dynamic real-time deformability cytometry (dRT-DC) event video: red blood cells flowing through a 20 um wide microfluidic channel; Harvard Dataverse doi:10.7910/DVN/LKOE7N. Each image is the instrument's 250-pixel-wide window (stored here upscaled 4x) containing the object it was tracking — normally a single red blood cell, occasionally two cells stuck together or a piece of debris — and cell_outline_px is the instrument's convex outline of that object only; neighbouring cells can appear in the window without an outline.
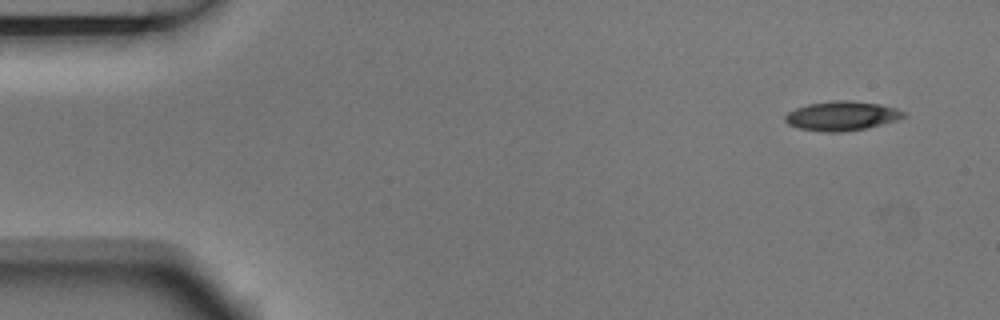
{"species": "Egyptian fruit bat (a non-hibernating species)", "species_latin": "Rousettus aegyptiacus", "temperature_condition": "room temperature", "stored_images_in_passage": 6, "camera_frame_rate_fps": 3000, "um_per_image_px": 0.085, "animal": {"sex": "male"}, "frame": {"image": 1, "passage_image": 1, "time_ms": 0.0, "image_size_px": [1000, 320], "cell_outline_px": [[908, 116], [896, 120], [864, 128], [840, 132], [820, 132], [800, 128], [788, 124], [784, 120], [784, 116], [788, 112], [796, 108], [808, 104], [832, 100], [852, 100], [880, 104], [896, 108], [904, 112]], "centroid_in_image_um": [71.53, 9.84], "position_along_channel_um": 13.5, "area_um2": 20.23}}
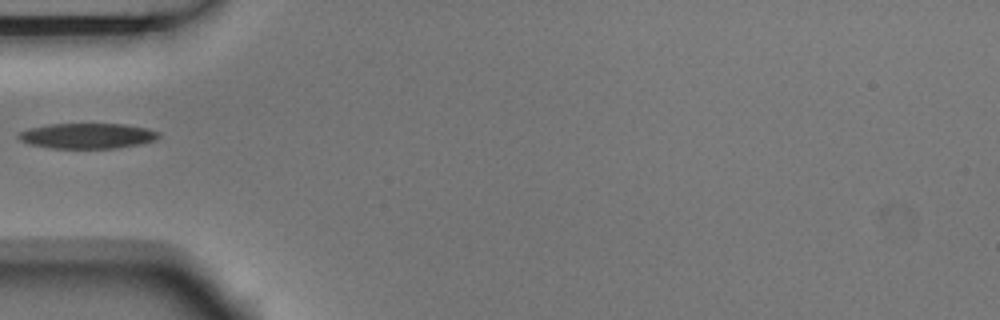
{"frame": {"image": 2, "passage_image": 5, "time_ms": 1.333, "image_size_px": [1000, 320], "cell_outline_px": [[160, 136], [156, 140], [140, 144], [116, 148], [52, 148], [28, 144], [20, 140], [16, 136], [20, 132], [28, 128], [52, 124], [124, 124], [148, 128], [160, 132]], "centroid_in_image_um": [7.44, 11.55], "position_along_channel_um": 77.6, "area_um2": 20.81}}
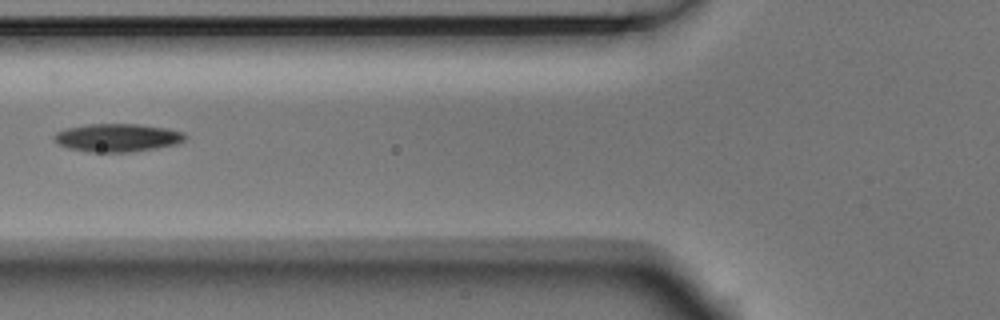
{"frame": {"image": 3, "passage_image": 6, "time_ms": 1.667, "image_size_px": [1000, 320], "cell_outline_px": [[188, 136], [184, 140], [176, 144], [156, 148], [128, 152], [88, 152], [68, 148], [60, 144], [52, 136], [56, 132], [68, 128], [88, 124], [140, 124], [168, 128], [184, 132]], "centroid_in_image_um": [10.01, 11.7], "position_along_channel_um": 115.8, "area_um2": 21.44}}